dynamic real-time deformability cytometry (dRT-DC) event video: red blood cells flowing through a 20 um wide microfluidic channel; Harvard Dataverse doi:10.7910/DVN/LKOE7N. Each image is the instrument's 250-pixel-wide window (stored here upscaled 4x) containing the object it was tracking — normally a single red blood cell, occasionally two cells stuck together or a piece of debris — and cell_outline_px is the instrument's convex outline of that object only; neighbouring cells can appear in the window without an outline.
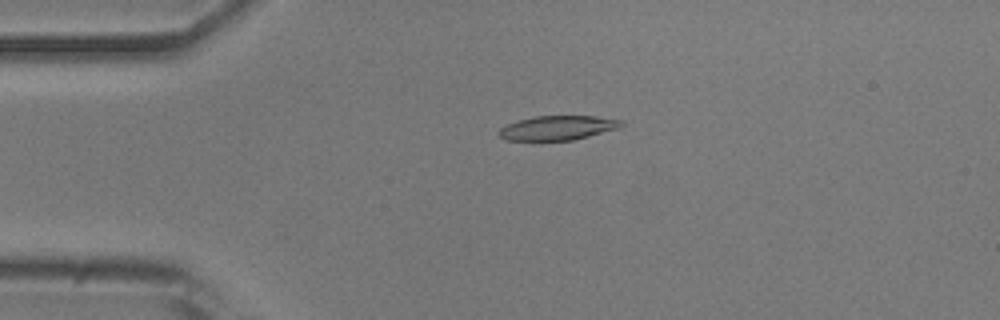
{"species": "common noctule bat (a hibernating species)", "species_latin": "Nyctalus noctula", "temperature_condition": "room temperature", "stored_images_in_passage": 40, "camera_frame_rate_fps": 3000, "um_per_image_px": 0.085, "animal": {"sex": "male", "body_mass_g": 20.5, "forearm_length_mm": 52.5}, "frame": {"image": 1, "passage_image": 1, "time_ms": 0.0, "image_size_px": [1000, 320], "cell_outline_px": [[624, 124], [620, 128], [572, 140], [504, 140], [496, 132], [500, 128], [508, 124], [520, 120], [536, 116], [596, 116], [624, 120]], "centroid_in_image_um": [47.43, 10.86], "position_along_channel_um": 37.6, "area_um2": 17.34}}
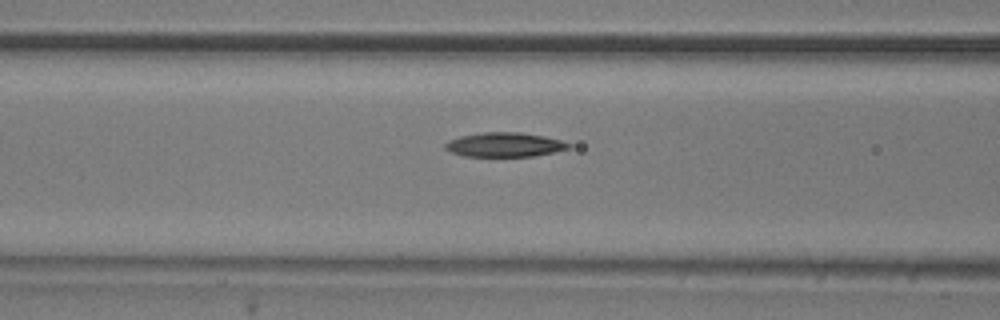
{"frame": {"image": 2, "passage_image": 10, "time_ms": 3.0, "image_size_px": [1000, 320], "cell_outline_px": [[572, 148], [532, 156], [464, 156], [452, 152], [444, 148], [444, 144], [448, 140], [460, 136], [484, 132], [520, 132], [544, 136], [560, 140], [572, 144]], "centroid_in_image_um": [42.89, 12.29], "position_along_channel_um": 123.7, "area_um2": 17.46}}
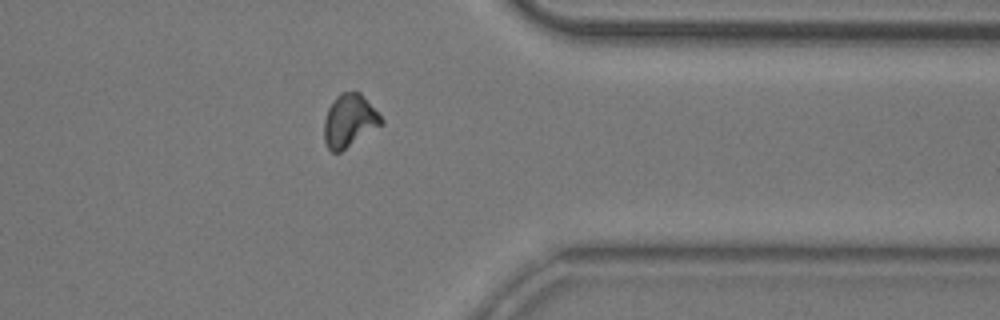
{"frame": {"image": 3, "passage_image": 31, "time_ms": 10.0, "image_size_px": [1000, 320], "cell_outline_px": [[384, 124], [340, 152], [332, 152], [328, 148], [324, 140], [324, 120], [328, 108], [332, 100], [340, 92], [360, 92], [384, 120]], "centroid_in_image_um": [29.69, 10.26], "position_along_channel_um": 381.7, "area_um2": 17.63}}